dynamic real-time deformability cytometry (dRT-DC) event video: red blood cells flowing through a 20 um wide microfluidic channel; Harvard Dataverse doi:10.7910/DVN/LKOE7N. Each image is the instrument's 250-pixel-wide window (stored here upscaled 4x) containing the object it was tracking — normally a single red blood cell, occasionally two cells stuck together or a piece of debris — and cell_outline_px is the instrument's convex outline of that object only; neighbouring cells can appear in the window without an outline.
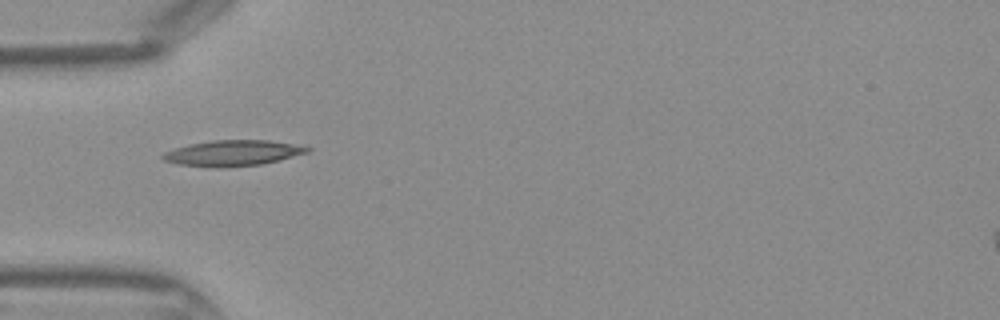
{"species": "Egyptian fruit bat (a non-hibernating species)", "species_latin": "Rousettus aegyptiacus", "temperature_condition": "warm", "stored_images_in_passage": 31, "camera_frame_rate_fps": 3000, "um_per_image_px": 0.085, "frame": {"image": 1, "passage_image": 1, "time_ms": 0.0, "image_size_px": [1000, 320], "cell_outline_px": [[312, 148], [308, 152], [280, 160], [260, 164], [220, 168], [216, 168], [180, 164], [164, 160], [160, 156], [164, 152], [188, 144], [212, 140], [268, 140], [292, 144]], "centroid_in_image_um": [19.76, 13.01], "position_along_channel_um": 65.2, "area_um2": 21.5}}
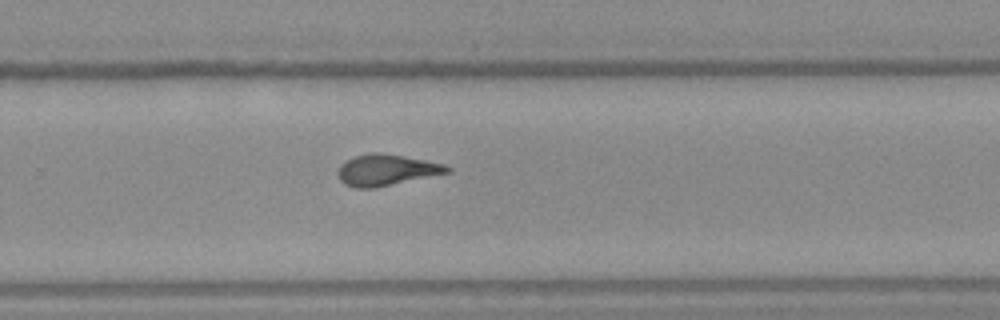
{"frame": {"image": 2, "passage_image": 16, "time_ms": 5.0, "image_size_px": [1000, 320], "cell_outline_px": [[452, 172], [372, 188], [356, 188], [344, 184], [340, 180], [336, 172], [340, 164], [356, 156], [372, 152], [380, 152], [404, 156], [444, 164], [452, 168]], "centroid_in_image_um": [32.83, 14.45], "position_along_channel_um": 297.0, "area_um2": 19.77}}
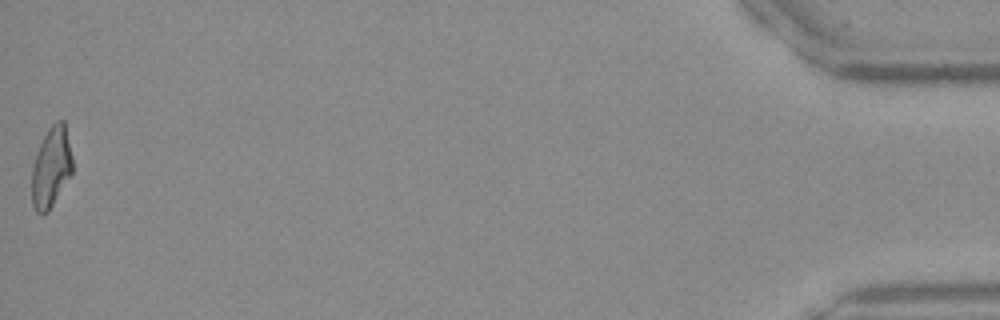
{"frame": {"image": 3, "passage_image": 31, "time_ms": 10.0, "image_size_px": [1000, 320], "cell_outline_px": [[72, 172], [48, 212], [36, 212], [32, 204], [32, 164], [36, 152], [48, 128], [56, 120], [64, 120], [72, 156]], "centroid_in_image_um": [4.34, 14.19], "position_along_channel_um": 430.9, "area_um2": 18.9}}